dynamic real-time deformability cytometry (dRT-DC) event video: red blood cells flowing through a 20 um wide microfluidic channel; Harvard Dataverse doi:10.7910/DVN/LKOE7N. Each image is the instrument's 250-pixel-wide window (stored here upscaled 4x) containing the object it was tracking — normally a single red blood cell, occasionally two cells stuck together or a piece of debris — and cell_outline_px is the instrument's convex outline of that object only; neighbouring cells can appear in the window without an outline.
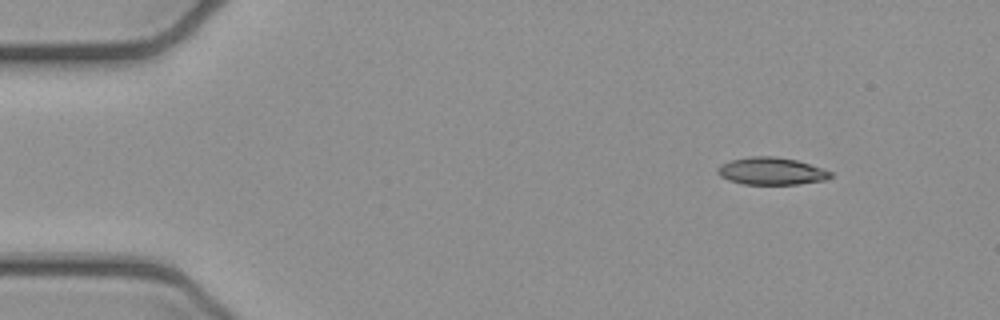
{"species": "common noctule bat (a hibernating species)", "species_latin": "Nyctalus noctula", "temperature_condition": "cold", "stored_images_in_passage": 3, "camera_frame_rate_fps": 3000, "um_per_image_px": 0.085, "animal": {"sex": "female", "body_mass_g": 21.9}, "frame": {"image": 1, "passage_image": 1, "time_ms": 0.0, "image_size_px": [1000, 320], "cell_outline_px": [[832, 176], [824, 180], [800, 184], [744, 184], [728, 180], [720, 176], [716, 172], [716, 168], [720, 164], [732, 160], [752, 156], [776, 156], [796, 160], [832, 172]], "centroid_in_image_um": [65.52, 14.54], "position_along_channel_um": 19.5, "area_um2": 17.92}}